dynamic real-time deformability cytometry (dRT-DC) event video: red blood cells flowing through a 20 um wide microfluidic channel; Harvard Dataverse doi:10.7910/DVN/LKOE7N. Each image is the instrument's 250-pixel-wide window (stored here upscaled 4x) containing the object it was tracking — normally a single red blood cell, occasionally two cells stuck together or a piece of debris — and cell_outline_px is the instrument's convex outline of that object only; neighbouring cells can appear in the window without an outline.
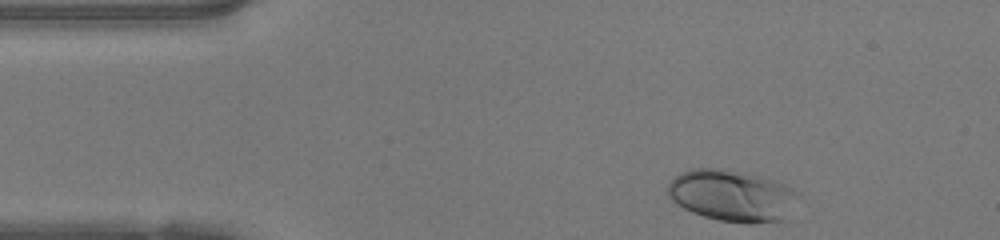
{"species": "human", "species_latin": "Homo sapiens", "temperature_condition": "warm", "stored_images_in_passage": 33, "camera_frame_rate_fps": 3000, "um_per_image_px": 0.085, "donor": {"sex": "female"}, "frame": {"image": 1, "passage_image": 1, "time_ms": 0.0, "image_size_px": [1000, 240], "cell_outline_px": [[792, 192], [780, 220], [752, 224], [748, 224], [720, 220], [704, 216], [692, 212], [684, 208], [672, 200], [668, 196], [668, 184], [680, 172], [692, 168], [720, 168], [760, 176], [776, 180], [792, 188]], "centroid_in_image_um": [62.05, 16.6], "position_along_channel_um": 23.0, "area_um2": 37.74}}
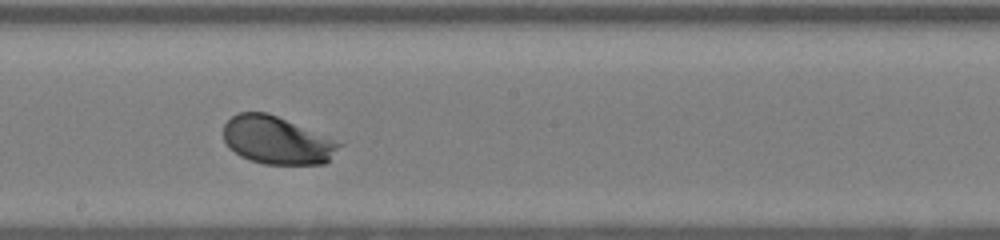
{"frame": {"image": 2, "passage_image": 20, "time_ms": 6.333, "image_size_px": [1000, 240], "cell_outline_px": [[344, 144], [324, 164], [264, 164], [248, 160], [240, 156], [228, 148], [224, 140], [224, 124], [236, 112], [268, 112]], "centroid_in_image_um": [23.49, 11.93], "position_along_channel_um": 224.7, "area_um2": 32.14}}
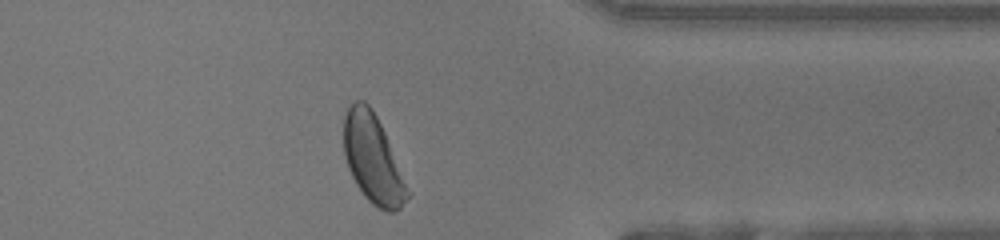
{"frame": {"image": 3, "passage_image": 32, "time_ms": 10.333, "image_size_px": [1000, 240], "cell_outline_px": [[412, 196], [396, 212], [388, 212], [372, 204], [364, 196], [356, 184], [348, 168], [344, 152], [344, 116], [348, 108], [356, 100], [364, 100], [372, 108], [384, 132], [412, 192]], "centroid_in_image_um": [31.73, 13.56], "position_along_channel_um": 379.7, "area_um2": 33.0}, "authors_computed_cell_mechanics": {"area_um2": 33.1194, "velocity_mm_per_s": 4.2114, "shape_relaxation_time_tau1_ms": 1.396, "shape_relaxation_time_tau2_ms": null, "deformation_change_tau1": 0.1299, "deformation_change_tau2": null}}